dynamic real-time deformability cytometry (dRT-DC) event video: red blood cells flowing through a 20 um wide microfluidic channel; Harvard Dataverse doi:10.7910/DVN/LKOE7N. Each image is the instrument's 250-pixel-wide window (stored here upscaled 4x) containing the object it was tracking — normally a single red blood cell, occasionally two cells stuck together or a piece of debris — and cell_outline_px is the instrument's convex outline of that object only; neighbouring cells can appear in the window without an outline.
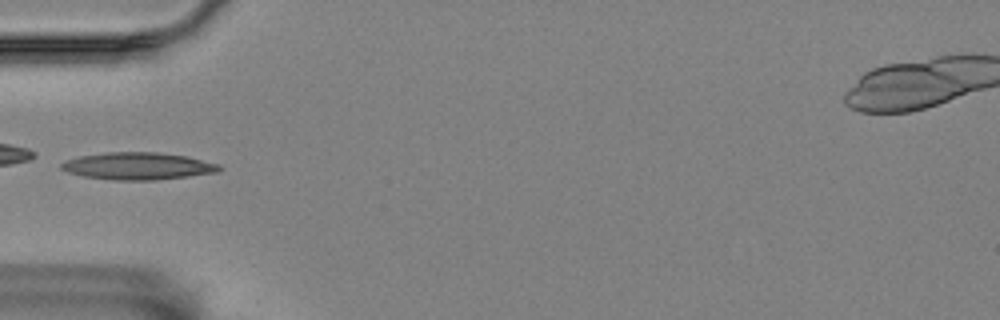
{"species": "Egyptian fruit bat (a non-hibernating species)", "species_latin": "Rousettus aegyptiacus", "temperature_condition": "room temperature", "stored_images_in_passage": 5, "camera_frame_rate_fps": 3000, "um_per_image_px": 0.085, "animal": {"sex": "female"}, "frame": {"image": 1, "passage_image": 4, "time_ms": 1.0, "image_size_px": [1000, 320], "cell_outline_px": [[220, 168], [216, 172], [188, 176], [156, 180], [112, 180], [84, 176], [68, 172], [60, 168], [60, 164], [68, 160], [80, 156], [104, 152], [156, 152], [184, 156], [220, 164]], "centroid_in_image_um": [11.69, 14.11], "position_along_channel_um": 73.3, "area_um2": 24.8}}
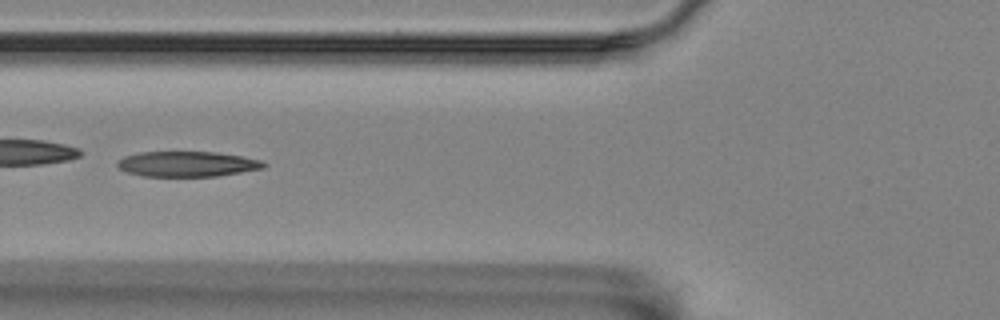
{"frame": {"image": 2, "passage_image": 5, "time_ms": 1.333, "image_size_px": [1000, 320], "cell_outline_px": [[268, 164], [264, 168], [216, 176], [144, 176], [128, 172], [120, 168], [116, 164], [124, 156], [140, 152], [216, 152], [240, 156], [260, 160]], "centroid_in_image_um": [15.92, 13.94], "position_along_channel_um": 109.9, "area_um2": 21.33}}